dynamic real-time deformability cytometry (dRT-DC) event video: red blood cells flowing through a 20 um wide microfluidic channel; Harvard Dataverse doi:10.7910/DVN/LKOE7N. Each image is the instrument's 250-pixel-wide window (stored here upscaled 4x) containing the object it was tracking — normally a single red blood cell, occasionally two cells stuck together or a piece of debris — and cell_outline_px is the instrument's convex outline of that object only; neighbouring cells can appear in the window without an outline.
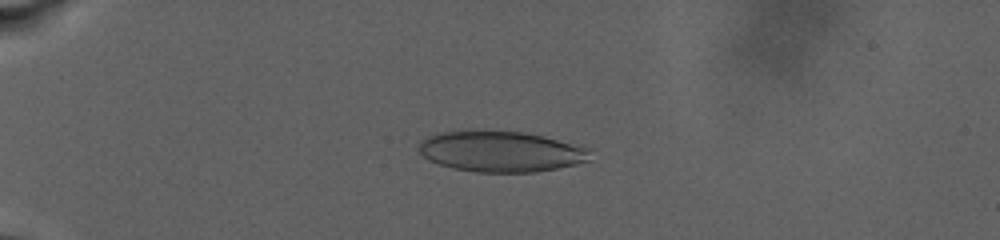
{"species": "human", "species_latin": "Homo sapiens", "temperature_condition": "warm", "stored_images_in_passage": 32, "camera_frame_rate_fps": 3000, "um_per_image_px": 0.085, "donor": {"sex": "male"}, "frame": {"image": 1, "passage_image": 23, "time_ms": 5.0, "image_size_px": [1000, 240], "cell_outline_px": [[588, 160], [576, 164], [536, 172], [476, 172], [452, 168], [440, 164], [424, 156], [420, 152], [420, 144], [428, 136], [440, 132], [520, 132], [540, 136], [588, 148]], "centroid_in_image_um": [42.56, 12.9], "position_along_channel_um": 42.4, "area_um2": 39.36}}